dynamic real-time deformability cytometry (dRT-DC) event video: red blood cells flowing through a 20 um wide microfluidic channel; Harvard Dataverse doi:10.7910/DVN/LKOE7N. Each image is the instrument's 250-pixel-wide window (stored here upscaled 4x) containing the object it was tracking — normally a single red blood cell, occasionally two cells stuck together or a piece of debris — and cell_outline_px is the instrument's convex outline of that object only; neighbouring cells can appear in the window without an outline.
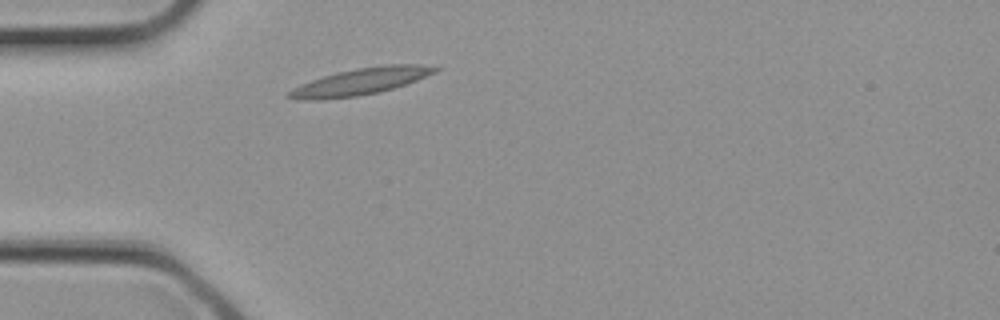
{"species": "common noctule bat (a hibernating species)", "species_latin": "Nyctalus noctula", "temperature_condition": "cold", "stored_images_in_passage": 1, "camera_frame_rate_fps": 3000, "um_per_image_px": 0.085, "animal": {"sex": "female", "body_mass_g": 21.9}, "frame": {"image": 1, "passage_image": 1, "time_ms": 0.0, "image_size_px": [1000, 320], "cell_outline_px": [[440, 68], [436, 72], [416, 80], [380, 92], [356, 96], [324, 100], [300, 100], [284, 96], [292, 88], [300, 84], [336, 72], [356, 68], [384, 64], [416, 64]], "centroid_in_image_um": [30.58, 6.93], "position_along_channel_um": 54.4, "area_um2": 22.72}}